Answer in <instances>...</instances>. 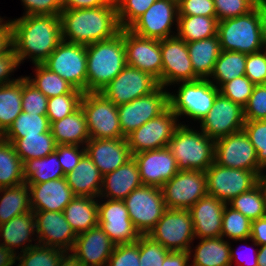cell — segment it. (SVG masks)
<instances>
[{"label": "cell", "mask_w": 266, "mask_h": 266, "mask_svg": "<svg viewBox=\"0 0 266 266\" xmlns=\"http://www.w3.org/2000/svg\"><path fill=\"white\" fill-rule=\"evenodd\" d=\"M0 237V243L15 255L38 245L33 210L0 224Z\"/></svg>", "instance_id": "83f0119b"}, {"label": "cell", "mask_w": 266, "mask_h": 266, "mask_svg": "<svg viewBox=\"0 0 266 266\" xmlns=\"http://www.w3.org/2000/svg\"><path fill=\"white\" fill-rule=\"evenodd\" d=\"M85 152L103 176L133 157L126 138L90 139L85 144Z\"/></svg>", "instance_id": "d4e9b609"}, {"label": "cell", "mask_w": 266, "mask_h": 266, "mask_svg": "<svg viewBox=\"0 0 266 266\" xmlns=\"http://www.w3.org/2000/svg\"><path fill=\"white\" fill-rule=\"evenodd\" d=\"M23 169L25 183H43L65 177L55 152L43 158L25 161Z\"/></svg>", "instance_id": "60d3db41"}, {"label": "cell", "mask_w": 266, "mask_h": 266, "mask_svg": "<svg viewBox=\"0 0 266 266\" xmlns=\"http://www.w3.org/2000/svg\"><path fill=\"white\" fill-rule=\"evenodd\" d=\"M114 0H61L62 10L87 9L109 5Z\"/></svg>", "instance_id": "e7e4bbea"}, {"label": "cell", "mask_w": 266, "mask_h": 266, "mask_svg": "<svg viewBox=\"0 0 266 266\" xmlns=\"http://www.w3.org/2000/svg\"><path fill=\"white\" fill-rule=\"evenodd\" d=\"M115 246L98 225L78 234L69 254L82 266H107Z\"/></svg>", "instance_id": "cb8c5ba5"}, {"label": "cell", "mask_w": 266, "mask_h": 266, "mask_svg": "<svg viewBox=\"0 0 266 266\" xmlns=\"http://www.w3.org/2000/svg\"><path fill=\"white\" fill-rule=\"evenodd\" d=\"M180 124L186 123L178 120V117L170 108L158 117L150 119L126 136L132 155L167 147L174 131Z\"/></svg>", "instance_id": "9a60e30c"}, {"label": "cell", "mask_w": 266, "mask_h": 266, "mask_svg": "<svg viewBox=\"0 0 266 266\" xmlns=\"http://www.w3.org/2000/svg\"><path fill=\"white\" fill-rule=\"evenodd\" d=\"M158 86V81L150 74L126 65L100 93L118 106L148 95Z\"/></svg>", "instance_id": "ac0fdd59"}, {"label": "cell", "mask_w": 266, "mask_h": 266, "mask_svg": "<svg viewBox=\"0 0 266 266\" xmlns=\"http://www.w3.org/2000/svg\"><path fill=\"white\" fill-rule=\"evenodd\" d=\"M143 185L162 187L178 171L176 159L168 147L133 154Z\"/></svg>", "instance_id": "603a6c76"}, {"label": "cell", "mask_w": 266, "mask_h": 266, "mask_svg": "<svg viewBox=\"0 0 266 266\" xmlns=\"http://www.w3.org/2000/svg\"><path fill=\"white\" fill-rule=\"evenodd\" d=\"M187 48L194 73L200 79H208L222 51L218 35L189 42Z\"/></svg>", "instance_id": "836d02e7"}, {"label": "cell", "mask_w": 266, "mask_h": 266, "mask_svg": "<svg viewBox=\"0 0 266 266\" xmlns=\"http://www.w3.org/2000/svg\"><path fill=\"white\" fill-rule=\"evenodd\" d=\"M228 205L251 221L266 216V193L258 182L250 190L234 197Z\"/></svg>", "instance_id": "7bdbcfd3"}, {"label": "cell", "mask_w": 266, "mask_h": 266, "mask_svg": "<svg viewBox=\"0 0 266 266\" xmlns=\"http://www.w3.org/2000/svg\"><path fill=\"white\" fill-rule=\"evenodd\" d=\"M245 120H266V84L255 85L244 107Z\"/></svg>", "instance_id": "9f6ffc18"}, {"label": "cell", "mask_w": 266, "mask_h": 266, "mask_svg": "<svg viewBox=\"0 0 266 266\" xmlns=\"http://www.w3.org/2000/svg\"><path fill=\"white\" fill-rule=\"evenodd\" d=\"M245 76L254 85L266 84V48L256 53L247 54Z\"/></svg>", "instance_id": "6f0895ef"}, {"label": "cell", "mask_w": 266, "mask_h": 266, "mask_svg": "<svg viewBox=\"0 0 266 266\" xmlns=\"http://www.w3.org/2000/svg\"><path fill=\"white\" fill-rule=\"evenodd\" d=\"M162 266H190L189 251H170Z\"/></svg>", "instance_id": "003e7915"}, {"label": "cell", "mask_w": 266, "mask_h": 266, "mask_svg": "<svg viewBox=\"0 0 266 266\" xmlns=\"http://www.w3.org/2000/svg\"><path fill=\"white\" fill-rule=\"evenodd\" d=\"M38 244L55 247L69 253L75 243L76 233L66 221L63 212L33 211Z\"/></svg>", "instance_id": "7402d4cb"}, {"label": "cell", "mask_w": 266, "mask_h": 266, "mask_svg": "<svg viewBox=\"0 0 266 266\" xmlns=\"http://www.w3.org/2000/svg\"><path fill=\"white\" fill-rule=\"evenodd\" d=\"M218 21L235 18L254 10L262 0H213Z\"/></svg>", "instance_id": "681fc988"}, {"label": "cell", "mask_w": 266, "mask_h": 266, "mask_svg": "<svg viewBox=\"0 0 266 266\" xmlns=\"http://www.w3.org/2000/svg\"><path fill=\"white\" fill-rule=\"evenodd\" d=\"M162 56V86L200 79L193 70L187 43L177 36L160 40ZM169 87V88H168Z\"/></svg>", "instance_id": "d6986e66"}, {"label": "cell", "mask_w": 266, "mask_h": 266, "mask_svg": "<svg viewBox=\"0 0 266 266\" xmlns=\"http://www.w3.org/2000/svg\"><path fill=\"white\" fill-rule=\"evenodd\" d=\"M173 86L178 89L174 93L169 91V108L178 120L187 118L196 123L208 114L219 93V88L208 79L179 82L171 88Z\"/></svg>", "instance_id": "8992f818"}, {"label": "cell", "mask_w": 266, "mask_h": 266, "mask_svg": "<svg viewBox=\"0 0 266 266\" xmlns=\"http://www.w3.org/2000/svg\"><path fill=\"white\" fill-rule=\"evenodd\" d=\"M205 175L207 195L226 204L259 182V177L253 171L224 167L215 161L205 171Z\"/></svg>", "instance_id": "5bb4252c"}, {"label": "cell", "mask_w": 266, "mask_h": 266, "mask_svg": "<svg viewBox=\"0 0 266 266\" xmlns=\"http://www.w3.org/2000/svg\"><path fill=\"white\" fill-rule=\"evenodd\" d=\"M266 166L262 168L260 176H259V182L263 186L265 193H266Z\"/></svg>", "instance_id": "34e18365"}, {"label": "cell", "mask_w": 266, "mask_h": 266, "mask_svg": "<svg viewBox=\"0 0 266 266\" xmlns=\"http://www.w3.org/2000/svg\"><path fill=\"white\" fill-rule=\"evenodd\" d=\"M42 64L69 82L75 89L87 92L85 45L62 40Z\"/></svg>", "instance_id": "9c48e42d"}, {"label": "cell", "mask_w": 266, "mask_h": 266, "mask_svg": "<svg viewBox=\"0 0 266 266\" xmlns=\"http://www.w3.org/2000/svg\"><path fill=\"white\" fill-rule=\"evenodd\" d=\"M124 46L127 65L150 74L162 86L160 40L143 38L124 29Z\"/></svg>", "instance_id": "44dd1931"}, {"label": "cell", "mask_w": 266, "mask_h": 266, "mask_svg": "<svg viewBox=\"0 0 266 266\" xmlns=\"http://www.w3.org/2000/svg\"><path fill=\"white\" fill-rule=\"evenodd\" d=\"M157 0H115L121 29H127Z\"/></svg>", "instance_id": "c3c4849f"}, {"label": "cell", "mask_w": 266, "mask_h": 266, "mask_svg": "<svg viewBox=\"0 0 266 266\" xmlns=\"http://www.w3.org/2000/svg\"><path fill=\"white\" fill-rule=\"evenodd\" d=\"M50 130L57 145H80L90 140L84 111L79 107L72 114L54 121Z\"/></svg>", "instance_id": "4dcf8cb0"}, {"label": "cell", "mask_w": 266, "mask_h": 266, "mask_svg": "<svg viewBox=\"0 0 266 266\" xmlns=\"http://www.w3.org/2000/svg\"><path fill=\"white\" fill-rule=\"evenodd\" d=\"M251 220L226 204L223 210L221 237L233 242L252 241Z\"/></svg>", "instance_id": "f6af8a7d"}, {"label": "cell", "mask_w": 266, "mask_h": 266, "mask_svg": "<svg viewBox=\"0 0 266 266\" xmlns=\"http://www.w3.org/2000/svg\"><path fill=\"white\" fill-rule=\"evenodd\" d=\"M128 214L140 235H148L167 209L160 187L142 185L124 200Z\"/></svg>", "instance_id": "30bf717a"}, {"label": "cell", "mask_w": 266, "mask_h": 266, "mask_svg": "<svg viewBox=\"0 0 266 266\" xmlns=\"http://www.w3.org/2000/svg\"><path fill=\"white\" fill-rule=\"evenodd\" d=\"M98 225L116 245L136 242L141 236L123 200L98 198Z\"/></svg>", "instance_id": "ffe728a7"}, {"label": "cell", "mask_w": 266, "mask_h": 266, "mask_svg": "<svg viewBox=\"0 0 266 266\" xmlns=\"http://www.w3.org/2000/svg\"><path fill=\"white\" fill-rule=\"evenodd\" d=\"M26 15H55L62 12L61 0H20Z\"/></svg>", "instance_id": "91938a15"}, {"label": "cell", "mask_w": 266, "mask_h": 266, "mask_svg": "<svg viewBox=\"0 0 266 266\" xmlns=\"http://www.w3.org/2000/svg\"><path fill=\"white\" fill-rule=\"evenodd\" d=\"M139 238L136 242L117 244L107 266H139Z\"/></svg>", "instance_id": "11a10c76"}, {"label": "cell", "mask_w": 266, "mask_h": 266, "mask_svg": "<svg viewBox=\"0 0 266 266\" xmlns=\"http://www.w3.org/2000/svg\"><path fill=\"white\" fill-rule=\"evenodd\" d=\"M250 238L259 246L266 244V216L252 220Z\"/></svg>", "instance_id": "03108f58"}, {"label": "cell", "mask_w": 266, "mask_h": 266, "mask_svg": "<svg viewBox=\"0 0 266 266\" xmlns=\"http://www.w3.org/2000/svg\"><path fill=\"white\" fill-rule=\"evenodd\" d=\"M147 236L168 251H189L195 240L189 210L166 209Z\"/></svg>", "instance_id": "ba28073f"}, {"label": "cell", "mask_w": 266, "mask_h": 266, "mask_svg": "<svg viewBox=\"0 0 266 266\" xmlns=\"http://www.w3.org/2000/svg\"><path fill=\"white\" fill-rule=\"evenodd\" d=\"M58 266H82L69 253H67L60 261Z\"/></svg>", "instance_id": "2644e50d"}, {"label": "cell", "mask_w": 266, "mask_h": 266, "mask_svg": "<svg viewBox=\"0 0 266 266\" xmlns=\"http://www.w3.org/2000/svg\"><path fill=\"white\" fill-rule=\"evenodd\" d=\"M221 50L245 54L266 48V1L248 14L218 21Z\"/></svg>", "instance_id": "3957f363"}, {"label": "cell", "mask_w": 266, "mask_h": 266, "mask_svg": "<svg viewBox=\"0 0 266 266\" xmlns=\"http://www.w3.org/2000/svg\"><path fill=\"white\" fill-rule=\"evenodd\" d=\"M178 17L177 0H157L127 29L143 38L163 40L176 36Z\"/></svg>", "instance_id": "8fae6325"}, {"label": "cell", "mask_w": 266, "mask_h": 266, "mask_svg": "<svg viewBox=\"0 0 266 266\" xmlns=\"http://www.w3.org/2000/svg\"><path fill=\"white\" fill-rule=\"evenodd\" d=\"M143 184L138 165L132 157L122 166L103 176V184L98 198L124 200L134 189Z\"/></svg>", "instance_id": "f1b7e54d"}, {"label": "cell", "mask_w": 266, "mask_h": 266, "mask_svg": "<svg viewBox=\"0 0 266 266\" xmlns=\"http://www.w3.org/2000/svg\"><path fill=\"white\" fill-rule=\"evenodd\" d=\"M244 123V108L218 93L211 110L197 124L206 136L216 140L242 131Z\"/></svg>", "instance_id": "e0dca14e"}, {"label": "cell", "mask_w": 266, "mask_h": 266, "mask_svg": "<svg viewBox=\"0 0 266 266\" xmlns=\"http://www.w3.org/2000/svg\"><path fill=\"white\" fill-rule=\"evenodd\" d=\"M35 75L24 77L47 98L70 93L74 87L42 63L33 64Z\"/></svg>", "instance_id": "b9f144b4"}, {"label": "cell", "mask_w": 266, "mask_h": 266, "mask_svg": "<svg viewBox=\"0 0 266 266\" xmlns=\"http://www.w3.org/2000/svg\"><path fill=\"white\" fill-rule=\"evenodd\" d=\"M26 184L30 190V205L33 211L63 212L75 197L65 177Z\"/></svg>", "instance_id": "484cf974"}, {"label": "cell", "mask_w": 266, "mask_h": 266, "mask_svg": "<svg viewBox=\"0 0 266 266\" xmlns=\"http://www.w3.org/2000/svg\"><path fill=\"white\" fill-rule=\"evenodd\" d=\"M16 262V255L0 243V266H14Z\"/></svg>", "instance_id": "a7ac6f4b"}, {"label": "cell", "mask_w": 266, "mask_h": 266, "mask_svg": "<svg viewBox=\"0 0 266 266\" xmlns=\"http://www.w3.org/2000/svg\"><path fill=\"white\" fill-rule=\"evenodd\" d=\"M48 98L22 77V111L38 115L47 114Z\"/></svg>", "instance_id": "816d5d0a"}, {"label": "cell", "mask_w": 266, "mask_h": 266, "mask_svg": "<svg viewBox=\"0 0 266 266\" xmlns=\"http://www.w3.org/2000/svg\"><path fill=\"white\" fill-rule=\"evenodd\" d=\"M178 16L176 36L186 43L217 36L218 20L216 17Z\"/></svg>", "instance_id": "d590c367"}, {"label": "cell", "mask_w": 266, "mask_h": 266, "mask_svg": "<svg viewBox=\"0 0 266 266\" xmlns=\"http://www.w3.org/2000/svg\"><path fill=\"white\" fill-rule=\"evenodd\" d=\"M6 17L0 16V34L6 33L11 28V19L5 20Z\"/></svg>", "instance_id": "753ad0ef"}, {"label": "cell", "mask_w": 266, "mask_h": 266, "mask_svg": "<svg viewBox=\"0 0 266 266\" xmlns=\"http://www.w3.org/2000/svg\"><path fill=\"white\" fill-rule=\"evenodd\" d=\"M12 44L20 63H43L62 41L60 16L26 15L11 19Z\"/></svg>", "instance_id": "6da1fadb"}, {"label": "cell", "mask_w": 266, "mask_h": 266, "mask_svg": "<svg viewBox=\"0 0 266 266\" xmlns=\"http://www.w3.org/2000/svg\"><path fill=\"white\" fill-rule=\"evenodd\" d=\"M178 15L216 17L213 0H177Z\"/></svg>", "instance_id": "94428289"}, {"label": "cell", "mask_w": 266, "mask_h": 266, "mask_svg": "<svg viewBox=\"0 0 266 266\" xmlns=\"http://www.w3.org/2000/svg\"><path fill=\"white\" fill-rule=\"evenodd\" d=\"M167 209L189 210L207 195L206 175L201 170H179L161 187Z\"/></svg>", "instance_id": "4fadbf2b"}, {"label": "cell", "mask_w": 266, "mask_h": 266, "mask_svg": "<svg viewBox=\"0 0 266 266\" xmlns=\"http://www.w3.org/2000/svg\"><path fill=\"white\" fill-rule=\"evenodd\" d=\"M87 92H100L127 65L124 29L114 37L86 46Z\"/></svg>", "instance_id": "277c9868"}, {"label": "cell", "mask_w": 266, "mask_h": 266, "mask_svg": "<svg viewBox=\"0 0 266 266\" xmlns=\"http://www.w3.org/2000/svg\"><path fill=\"white\" fill-rule=\"evenodd\" d=\"M55 153L58 155L59 163L65 175L73 171L80 159L86 154L85 146L80 145H57Z\"/></svg>", "instance_id": "680465c9"}, {"label": "cell", "mask_w": 266, "mask_h": 266, "mask_svg": "<svg viewBox=\"0 0 266 266\" xmlns=\"http://www.w3.org/2000/svg\"><path fill=\"white\" fill-rule=\"evenodd\" d=\"M254 86L250 79L243 75L223 83L219 87V93L244 108L252 94Z\"/></svg>", "instance_id": "f907efd6"}, {"label": "cell", "mask_w": 266, "mask_h": 266, "mask_svg": "<svg viewBox=\"0 0 266 266\" xmlns=\"http://www.w3.org/2000/svg\"><path fill=\"white\" fill-rule=\"evenodd\" d=\"M80 107L86 117L90 139L126 138L121 131L117 105L100 92L83 93Z\"/></svg>", "instance_id": "52a82bcc"}, {"label": "cell", "mask_w": 266, "mask_h": 266, "mask_svg": "<svg viewBox=\"0 0 266 266\" xmlns=\"http://www.w3.org/2000/svg\"><path fill=\"white\" fill-rule=\"evenodd\" d=\"M243 130L250 138L261 168L266 166V120H245Z\"/></svg>", "instance_id": "f5cc1de1"}, {"label": "cell", "mask_w": 266, "mask_h": 266, "mask_svg": "<svg viewBox=\"0 0 266 266\" xmlns=\"http://www.w3.org/2000/svg\"><path fill=\"white\" fill-rule=\"evenodd\" d=\"M62 40L89 45L114 37L121 30L115 0L106 6L62 10Z\"/></svg>", "instance_id": "7a4b0ae2"}, {"label": "cell", "mask_w": 266, "mask_h": 266, "mask_svg": "<svg viewBox=\"0 0 266 266\" xmlns=\"http://www.w3.org/2000/svg\"><path fill=\"white\" fill-rule=\"evenodd\" d=\"M21 66L19 58L13 47L6 53L0 56V86L11 84L20 80L23 76L14 78V72Z\"/></svg>", "instance_id": "6125c7cd"}, {"label": "cell", "mask_w": 266, "mask_h": 266, "mask_svg": "<svg viewBox=\"0 0 266 266\" xmlns=\"http://www.w3.org/2000/svg\"><path fill=\"white\" fill-rule=\"evenodd\" d=\"M12 47V28H10L6 33L0 34V56L6 54Z\"/></svg>", "instance_id": "89a4df30"}, {"label": "cell", "mask_w": 266, "mask_h": 266, "mask_svg": "<svg viewBox=\"0 0 266 266\" xmlns=\"http://www.w3.org/2000/svg\"><path fill=\"white\" fill-rule=\"evenodd\" d=\"M31 210L30 190L26 183L0 188V224Z\"/></svg>", "instance_id": "e575fe53"}, {"label": "cell", "mask_w": 266, "mask_h": 266, "mask_svg": "<svg viewBox=\"0 0 266 266\" xmlns=\"http://www.w3.org/2000/svg\"><path fill=\"white\" fill-rule=\"evenodd\" d=\"M170 251L147 235L139 237V266H162Z\"/></svg>", "instance_id": "db71d44e"}, {"label": "cell", "mask_w": 266, "mask_h": 266, "mask_svg": "<svg viewBox=\"0 0 266 266\" xmlns=\"http://www.w3.org/2000/svg\"><path fill=\"white\" fill-rule=\"evenodd\" d=\"M25 183L23 162L12 143L0 136V188Z\"/></svg>", "instance_id": "74e56055"}, {"label": "cell", "mask_w": 266, "mask_h": 266, "mask_svg": "<svg viewBox=\"0 0 266 266\" xmlns=\"http://www.w3.org/2000/svg\"><path fill=\"white\" fill-rule=\"evenodd\" d=\"M180 124L168 143L179 170L206 171L214 163L215 140L200 129Z\"/></svg>", "instance_id": "5b68a950"}, {"label": "cell", "mask_w": 266, "mask_h": 266, "mask_svg": "<svg viewBox=\"0 0 266 266\" xmlns=\"http://www.w3.org/2000/svg\"><path fill=\"white\" fill-rule=\"evenodd\" d=\"M76 235L98 226V198L75 196L63 210Z\"/></svg>", "instance_id": "d6a6232c"}, {"label": "cell", "mask_w": 266, "mask_h": 266, "mask_svg": "<svg viewBox=\"0 0 266 266\" xmlns=\"http://www.w3.org/2000/svg\"><path fill=\"white\" fill-rule=\"evenodd\" d=\"M226 203L214 196L200 198L190 209L195 239L221 237L223 210Z\"/></svg>", "instance_id": "4316f807"}, {"label": "cell", "mask_w": 266, "mask_h": 266, "mask_svg": "<svg viewBox=\"0 0 266 266\" xmlns=\"http://www.w3.org/2000/svg\"><path fill=\"white\" fill-rule=\"evenodd\" d=\"M65 178L75 196L99 197L103 175L87 154L80 159L73 171L65 175Z\"/></svg>", "instance_id": "f546056e"}, {"label": "cell", "mask_w": 266, "mask_h": 266, "mask_svg": "<svg viewBox=\"0 0 266 266\" xmlns=\"http://www.w3.org/2000/svg\"><path fill=\"white\" fill-rule=\"evenodd\" d=\"M67 254L64 250L36 245L16 255V266H58Z\"/></svg>", "instance_id": "bcb514c9"}, {"label": "cell", "mask_w": 266, "mask_h": 266, "mask_svg": "<svg viewBox=\"0 0 266 266\" xmlns=\"http://www.w3.org/2000/svg\"><path fill=\"white\" fill-rule=\"evenodd\" d=\"M82 96L83 92L74 88L68 94L48 98L46 115L50 124L75 112L80 107Z\"/></svg>", "instance_id": "7dc6e473"}, {"label": "cell", "mask_w": 266, "mask_h": 266, "mask_svg": "<svg viewBox=\"0 0 266 266\" xmlns=\"http://www.w3.org/2000/svg\"><path fill=\"white\" fill-rule=\"evenodd\" d=\"M247 54L222 50L208 78L217 88L223 83L245 75Z\"/></svg>", "instance_id": "f35d334b"}, {"label": "cell", "mask_w": 266, "mask_h": 266, "mask_svg": "<svg viewBox=\"0 0 266 266\" xmlns=\"http://www.w3.org/2000/svg\"><path fill=\"white\" fill-rule=\"evenodd\" d=\"M5 140L12 143L23 163L29 159L46 157L55 152L57 146L51 131L38 135H26L19 139Z\"/></svg>", "instance_id": "8d00e7d4"}, {"label": "cell", "mask_w": 266, "mask_h": 266, "mask_svg": "<svg viewBox=\"0 0 266 266\" xmlns=\"http://www.w3.org/2000/svg\"><path fill=\"white\" fill-rule=\"evenodd\" d=\"M198 240L189 249L190 266H231L230 241L223 237Z\"/></svg>", "instance_id": "1f68e13d"}, {"label": "cell", "mask_w": 266, "mask_h": 266, "mask_svg": "<svg viewBox=\"0 0 266 266\" xmlns=\"http://www.w3.org/2000/svg\"><path fill=\"white\" fill-rule=\"evenodd\" d=\"M50 125L47 115L22 111L2 137L4 139H19L26 135H38L50 132Z\"/></svg>", "instance_id": "ee69618b"}, {"label": "cell", "mask_w": 266, "mask_h": 266, "mask_svg": "<svg viewBox=\"0 0 266 266\" xmlns=\"http://www.w3.org/2000/svg\"><path fill=\"white\" fill-rule=\"evenodd\" d=\"M232 242H230V255H231V266H233L232 264L235 262V265L237 266H258L257 264V257H258V246L255 242H253L252 240V243L253 246H257L256 249H254V253L252 252V254L248 255L249 254V248L248 249V254L246 255V257L244 256L245 252L247 249L241 251V249L239 250L238 248L237 249H234L232 246L234 245H231ZM238 250V251H236ZM250 250H253V247L252 249ZM247 252V251H246ZM243 255V256H242ZM248 257V258H247ZM251 257V258H250Z\"/></svg>", "instance_id": "be15d7a7"}, {"label": "cell", "mask_w": 266, "mask_h": 266, "mask_svg": "<svg viewBox=\"0 0 266 266\" xmlns=\"http://www.w3.org/2000/svg\"><path fill=\"white\" fill-rule=\"evenodd\" d=\"M169 108V89L159 85L148 95L117 106L122 134L126 137Z\"/></svg>", "instance_id": "7c38bea8"}, {"label": "cell", "mask_w": 266, "mask_h": 266, "mask_svg": "<svg viewBox=\"0 0 266 266\" xmlns=\"http://www.w3.org/2000/svg\"><path fill=\"white\" fill-rule=\"evenodd\" d=\"M214 161L224 167L253 171L258 177L262 170L244 130L215 140Z\"/></svg>", "instance_id": "2e32d148"}, {"label": "cell", "mask_w": 266, "mask_h": 266, "mask_svg": "<svg viewBox=\"0 0 266 266\" xmlns=\"http://www.w3.org/2000/svg\"><path fill=\"white\" fill-rule=\"evenodd\" d=\"M258 266H266V244L258 246Z\"/></svg>", "instance_id": "8c879c8a"}, {"label": "cell", "mask_w": 266, "mask_h": 266, "mask_svg": "<svg viewBox=\"0 0 266 266\" xmlns=\"http://www.w3.org/2000/svg\"><path fill=\"white\" fill-rule=\"evenodd\" d=\"M22 112V78L0 86V136Z\"/></svg>", "instance_id": "ab89813d"}]
</instances>
